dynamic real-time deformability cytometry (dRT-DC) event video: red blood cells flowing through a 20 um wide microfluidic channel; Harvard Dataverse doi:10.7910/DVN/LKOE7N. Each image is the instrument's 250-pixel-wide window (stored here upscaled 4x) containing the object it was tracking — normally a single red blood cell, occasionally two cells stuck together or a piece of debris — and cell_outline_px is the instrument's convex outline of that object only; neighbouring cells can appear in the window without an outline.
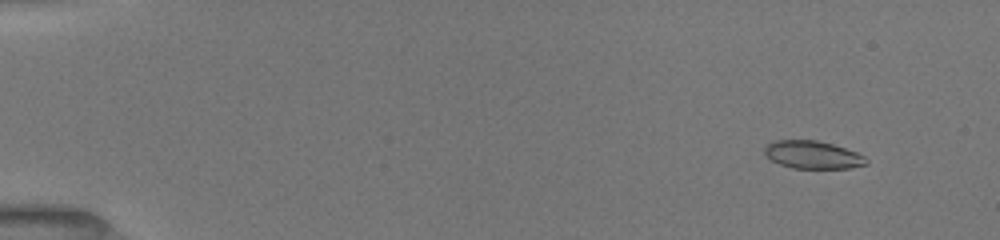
{"species": "common noctule bat (a hibernating species)", "species_latin": "Nyctalus noctula", "temperature_condition": "room temperature", "stored_images_in_passage": 24, "camera_frame_rate_fps": 3000, "um_per_image_px": 0.085, "animal": {"sex": "female", "body_mass_g": 19.5, "forearm_length_mm": 54.1}, "frame": {"image": 1, "passage_image": 3, "time_ms": 1.333, "image_size_px": [1000, 240], "cell_outline_px": [[868, 164], [848, 168], [792, 168], [780, 164], [772, 160], [764, 152], [764, 148], [772, 140], [816, 140], [832, 144], [856, 152], [864, 156], [868, 160]], "centroid_in_image_um": [69.08, 13.15], "position_along_channel_um": 15.9, "area_um2": 16.36}}
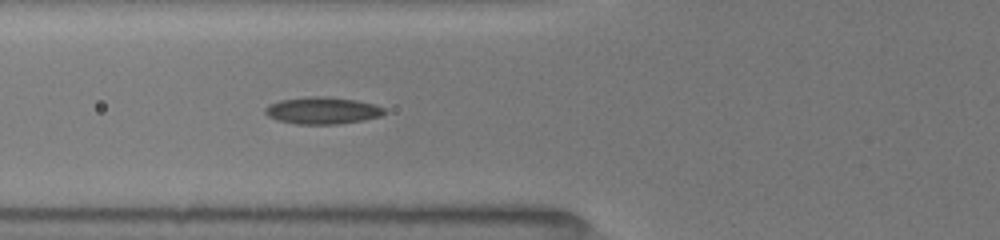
{"frame": {"image": 2, "passage_image": 14, "time_ms": 6.667, "image_size_px": [1000, 240], "cell_outline_px": [[384, 112], [380, 116], [360, 120], [336, 124], [296, 124], [276, 120], [268, 116], [264, 112], [264, 108], [268, 104], [280, 100], [308, 96], [328, 96], [356, 100], [376, 104], [384, 108]], "centroid_in_image_um": [27.35, 9.38], "position_along_channel_um": 98.5, "area_um2": 18.79}}
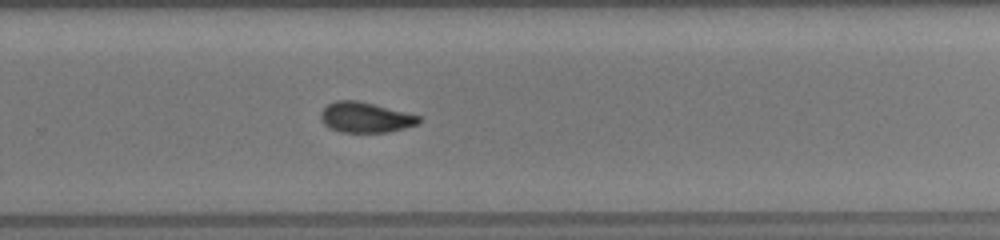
{"frame": {"image": 3, "passage_image": 24, "time_ms": 11.667, "image_size_px": [1000, 240], "cell_outline_px": [[420, 124], [388, 132], [340, 132], [324, 124], [320, 120], [320, 112], [328, 104], [336, 100], [356, 100], [420, 116]], "centroid_in_image_um": [31.04, 9.98], "position_along_channel_um": 298.8, "area_um2": 17.17}}